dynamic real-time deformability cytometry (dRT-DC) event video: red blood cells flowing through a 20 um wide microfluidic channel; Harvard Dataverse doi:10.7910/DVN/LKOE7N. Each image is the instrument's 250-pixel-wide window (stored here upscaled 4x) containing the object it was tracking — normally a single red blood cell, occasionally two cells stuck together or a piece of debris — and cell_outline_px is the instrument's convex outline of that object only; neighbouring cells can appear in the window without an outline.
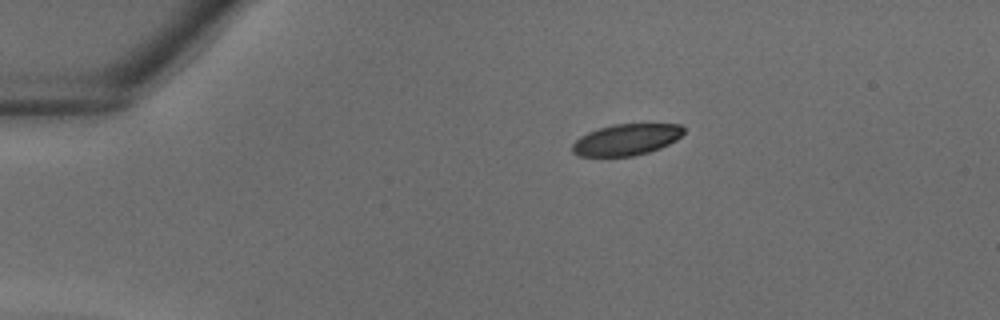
{"species": "common noctule bat (a hibernating species)", "species_latin": "Nyctalus noctula", "temperature_condition": "warm", "stored_images_in_passage": 32, "camera_frame_rate_fps": 3000, "um_per_image_px": 0.085, "animal": {"sex": "male", "body_mass_g": 18.8}, "frame": {"image": 1, "passage_image": 1, "time_ms": 0.0, "image_size_px": [1000, 320], "cell_outline_px": [[684, 132], [676, 140], [660, 148], [648, 152], [632, 156], [580, 156], [572, 152], [572, 144], [580, 136], [588, 132], [600, 128], [616, 124], [680, 124], [684, 128]], "centroid_in_image_um": [53.24, 11.87], "position_along_channel_um": 31.8, "area_um2": 20.17}}
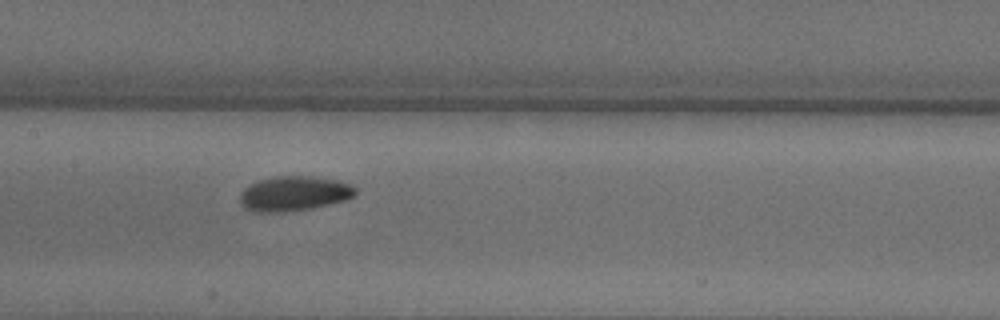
{"frame": {"image": 2, "passage_image": 13, "time_ms": 4.0, "image_size_px": [1000, 320], "cell_outline_px": [[356, 192], [352, 196], [344, 200], [312, 208], [284, 212], [252, 212], [244, 208], [240, 200], [240, 192], [244, 188], [260, 180], [276, 176], [312, 176], [336, 180], [352, 184], [356, 188]], "centroid_in_image_um": [24.97, 16.45], "position_along_channel_um": 182.4, "area_um2": 23.35}}
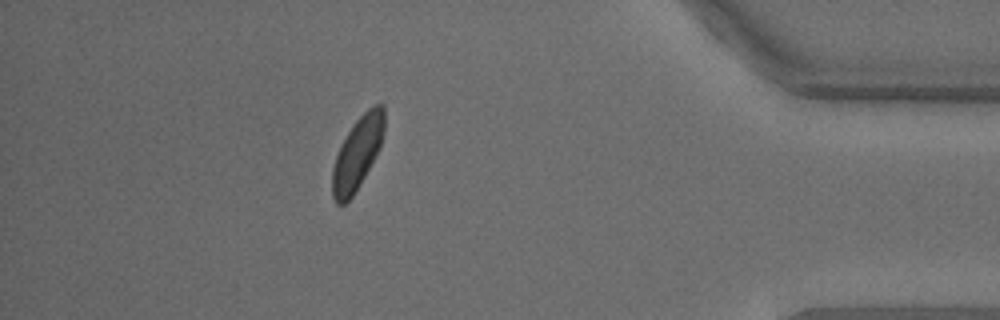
{"frame": {"image": 3, "passage_image": 28, "time_ms": 9.0, "image_size_px": [1000, 320], "cell_outline_px": [[384, 132], [380, 148], [360, 184], [352, 196], [344, 204], [336, 204], [332, 196], [332, 168], [336, 156], [348, 132], [356, 120], [372, 104], [384, 104]], "centroid_in_image_um": [30.39, 13.02], "position_along_channel_um": 404.8, "area_um2": 21.73}}